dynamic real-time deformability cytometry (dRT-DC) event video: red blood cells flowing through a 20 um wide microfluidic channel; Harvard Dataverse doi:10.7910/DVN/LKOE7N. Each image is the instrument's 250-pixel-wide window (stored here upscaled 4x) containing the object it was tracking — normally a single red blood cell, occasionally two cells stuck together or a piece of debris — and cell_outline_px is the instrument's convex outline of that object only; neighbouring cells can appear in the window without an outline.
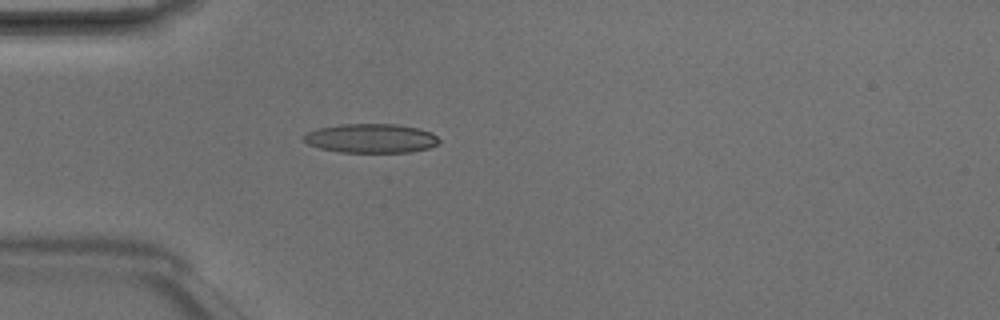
{"species": "Egyptian fruit bat (a non-hibernating species)", "species_latin": "Rousettus aegyptiacus", "temperature_condition": "room temperature", "stored_images_in_passage": 4, "camera_frame_rate_fps": 3000, "um_per_image_px": 0.085, "animal": {"sex": "male"}, "frame": {"image": 1, "passage_image": 4, "time_ms": 1.0, "image_size_px": [1000, 320], "cell_outline_px": [[440, 140], [436, 144], [428, 148], [412, 152], [340, 152], [320, 148], [308, 144], [304, 140], [304, 136], [308, 132], [316, 128], [340, 124], [396, 124], [420, 128], [432, 132]], "centroid_in_image_um": [31.55, 11.75], "position_along_channel_um": 53.5, "area_um2": 23.0}}